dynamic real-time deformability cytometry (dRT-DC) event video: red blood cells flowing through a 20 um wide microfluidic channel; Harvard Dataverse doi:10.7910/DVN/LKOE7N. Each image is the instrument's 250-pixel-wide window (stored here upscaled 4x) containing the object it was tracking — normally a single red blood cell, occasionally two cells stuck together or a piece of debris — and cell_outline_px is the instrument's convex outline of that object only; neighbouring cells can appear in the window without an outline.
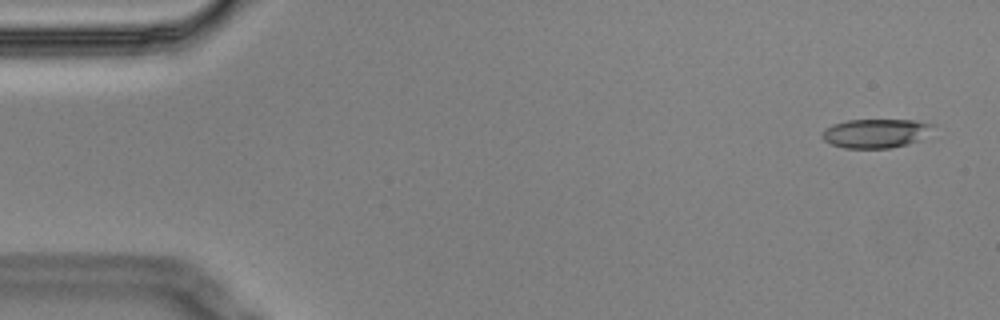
{"species": "Egyptian fruit bat (a non-hibernating species)", "species_latin": "Rousettus aegyptiacus", "temperature_condition": "cold", "stored_images_in_passage": 3, "camera_frame_rate_fps": 3000, "um_per_image_px": 0.085, "animal": {"sex": "male"}, "frame": {"image": 1, "passage_image": 1, "time_ms": 0.0, "image_size_px": [1000, 320], "cell_outline_px": [[932, 124], [920, 140], [908, 144], [888, 148], [844, 148], [832, 144], [824, 140], [820, 136], [824, 128], [832, 124], [848, 120], [916, 120]], "centroid_in_image_um": [74.34, 11.33], "position_along_channel_um": 10.7, "area_um2": 18.5}}